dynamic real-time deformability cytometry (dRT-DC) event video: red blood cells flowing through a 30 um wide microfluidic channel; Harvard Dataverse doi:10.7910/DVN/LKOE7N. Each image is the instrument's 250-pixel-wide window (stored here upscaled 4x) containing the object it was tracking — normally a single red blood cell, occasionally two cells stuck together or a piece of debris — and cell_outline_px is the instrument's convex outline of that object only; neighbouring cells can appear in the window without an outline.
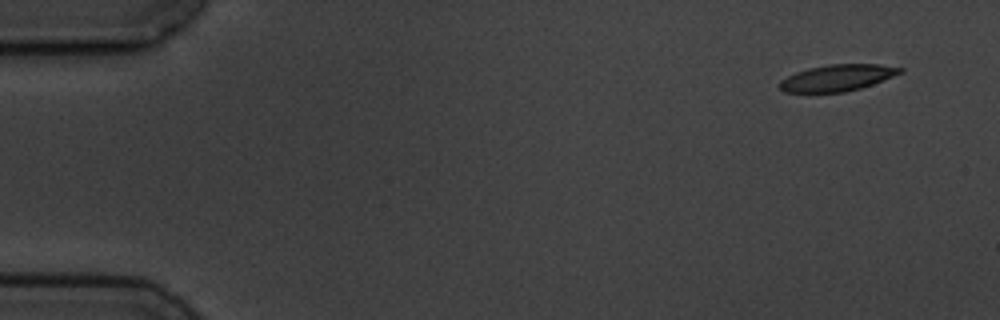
{"species": "common noctule bat (a hibernating species)", "species_latin": "Nyctalus noctula", "temperature_condition": "cold", "stored_images_in_passage": 3, "camera_frame_rate_fps": 3000, "um_per_image_px": 0.085, "animal": {"sex": "male", "body_mass_g": 19.5, "forearm_length_mm": 54.6}, "frame": {"image": 1, "passage_image": 1, "time_ms": 0.0, "image_size_px": [1000, 320], "cell_outline_px": [[904, 72], [872, 84], [860, 88], [844, 92], [784, 92], [780, 88], [780, 80], [796, 72], [808, 68], [828, 64], [880, 64], [904, 68]], "centroid_in_image_um": [71.19, 6.6], "position_along_channel_um": 13.8, "area_um2": 18.5}}